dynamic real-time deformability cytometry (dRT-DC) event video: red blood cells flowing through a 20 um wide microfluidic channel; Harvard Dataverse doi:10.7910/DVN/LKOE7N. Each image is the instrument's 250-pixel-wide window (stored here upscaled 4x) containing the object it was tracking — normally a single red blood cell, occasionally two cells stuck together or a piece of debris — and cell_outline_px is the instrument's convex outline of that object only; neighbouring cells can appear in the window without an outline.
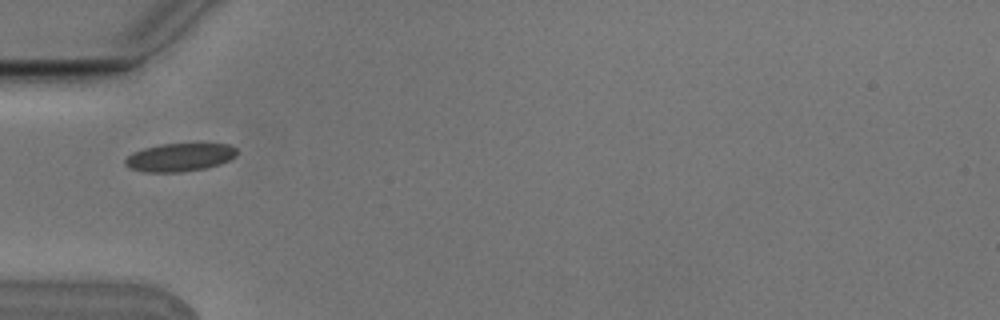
{"species": "Egyptian fruit bat (a non-hibernating species)", "species_latin": "Rousettus aegyptiacus", "temperature_condition": "cold", "stored_images_in_passage": 7, "camera_frame_rate_fps": 3000, "um_per_image_px": 0.085, "animal": {"sex": "male"}, "frame": {"image": 1, "passage_image": 4, "time_ms": 1.0, "image_size_px": [1000, 320], "cell_outline_px": [[236, 156], [220, 164], [204, 168], [180, 172], [144, 172], [128, 168], [124, 164], [124, 160], [132, 152], [144, 148], [160, 144], [228, 144], [236, 148]], "centroid_in_image_um": [15.22, 13.37], "position_along_channel_um": 69.8, "area_um2": 18.26}}
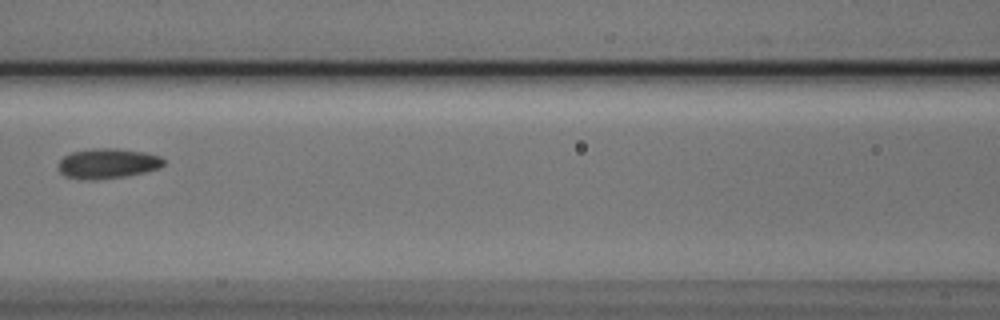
{"frame": {"image": 2, "passage_image": 6, "time_ms": 1.667, "image_size_px": [1000, 320], "cell_outline_px": [[164, 164], [160, 168], [144, 172], [124, 176], [92, 180], [84, 180], [64, 176], [60, 172], [60, 160], [64, 156], [72, 152], [96, 148], [116, 148], [144, 152], [160, 156], [164, 160]], "centroid_in_image_um": [9.16, 13.89], "position_along_channel_um": 157.4, "area_um2": 18.32}}
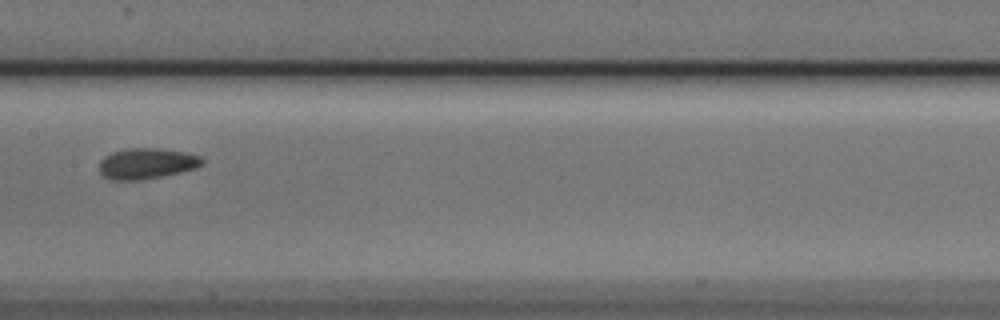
{"frame": {"image": 3, "passage_image": 7, "time_ms": 2.0, "image_size_px": [1000, 320], "cell_outline_px": [[204, 164], [196, 168], [180, 172], [144, 180], [112, 180], [104, 176], [100, 172], [100, 160], [104, 156], [112, 152], [128, 148], [160, 148], [188, 152], [200, 156], [204, 160]], "centroid_in_image_um": [12.49, 13.89], "position_along_channel_um": 194.9, "area_um2": 18.67}}